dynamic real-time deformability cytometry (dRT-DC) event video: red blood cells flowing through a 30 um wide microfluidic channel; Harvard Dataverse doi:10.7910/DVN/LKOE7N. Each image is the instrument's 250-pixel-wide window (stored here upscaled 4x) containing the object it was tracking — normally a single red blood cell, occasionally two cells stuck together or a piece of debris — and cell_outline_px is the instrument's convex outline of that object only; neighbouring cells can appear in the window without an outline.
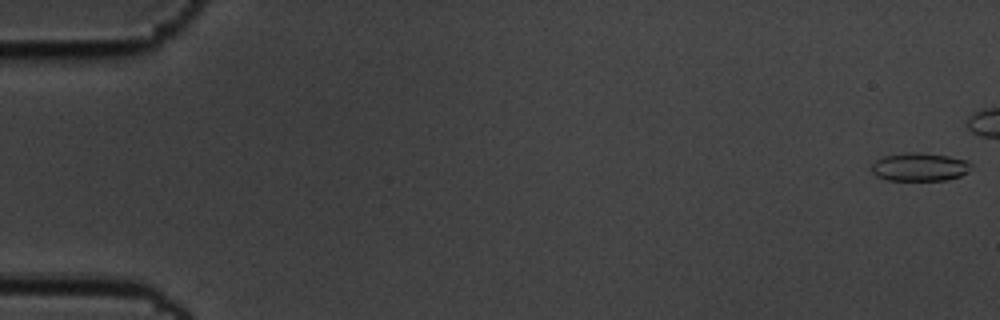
{"species": "common noctule bat (a hibernating species)", "species_latin": "Nyctalus noctula", "temperature_condition": "cold", "stored_images_in_passage": 47, "camera_frame_rate_fps": 3000, "um_per_image_px": 0.085, "animal": {"sex": "male", "body_mass_g": 19.5, "forearm_length_mm": 54.6}, "frame": {"image": 1, "passage_image": 1, "time_ms": 0.0, "image_size_px": [1000, 320], "cell_outline_px": [[972, 168], [960, 176], [948, 180], [888, 180], [876, 176], [872, 172], [872, 164], [876, 160], [884, 156], [908, 152], [920, 152], [948, 156], [968, 160], [972, 164]], "centroid_in_image_um": [78.19, 14.19], "position_along_channel_um": 6.8, "area_um2": 16.47}}
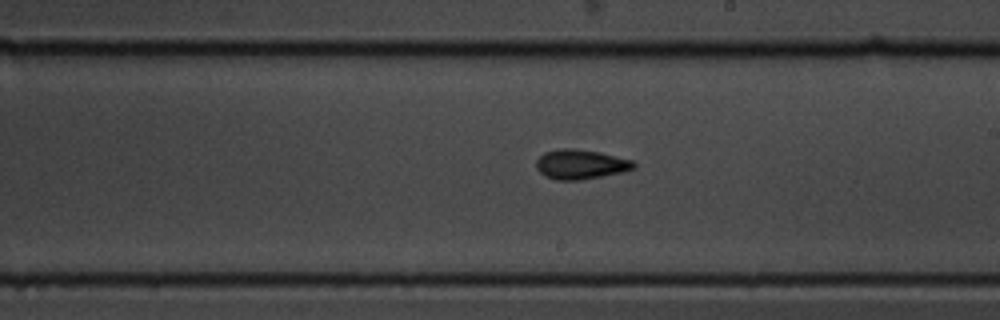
{"frame": {"image": 2, "passage_image": 34, "time_ms": 11.0, "image_size_px": [1000, 320], "cell_outline_px": [[636, 168], [624, 172], [580, 180], [556, 180], [544, 176], [536, 168], [536, 160], [544, 152], [560, 148], [572, 148], [596, 152], [632, 160], [636, 164]], "centroid_in_image_um": [49.33, 13.98], "position_along_channel_um": 239.7, "area_um2": 16.82}}
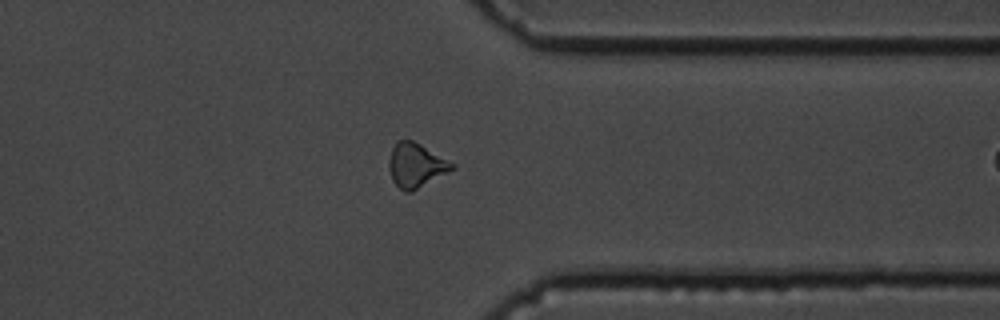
{"frame": {"image": 3, "passage_image": 46, "time_ms": 15.0, "image_size_px": [1000, 320], "cell_outline_px": [[456, 168], [412, 192], [404, 192], [392, 180], [388, 164], [388, 160], [392, 148], [396, 140], [412, 140], [420, 144], [456, 164]], "centroid_in_image_um": [35.36, 14.05], "position_along_channel_um": 376.0, "area_um2": 16.36}}